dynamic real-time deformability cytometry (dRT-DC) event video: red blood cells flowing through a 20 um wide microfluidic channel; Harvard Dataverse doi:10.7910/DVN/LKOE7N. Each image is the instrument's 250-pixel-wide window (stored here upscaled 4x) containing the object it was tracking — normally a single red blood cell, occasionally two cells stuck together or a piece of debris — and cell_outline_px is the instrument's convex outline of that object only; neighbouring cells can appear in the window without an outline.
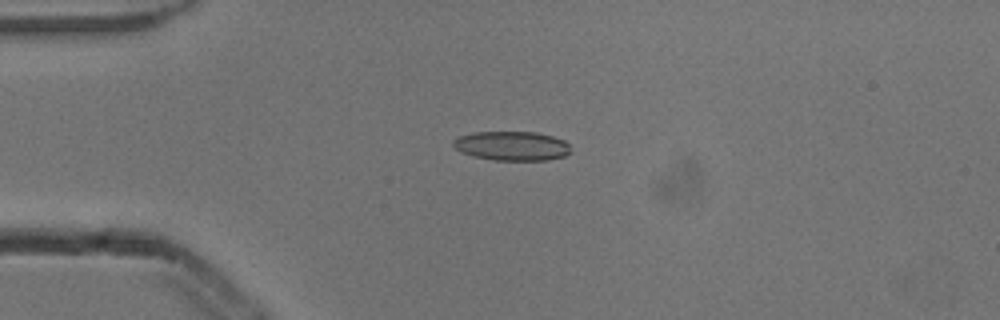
{"species": "common noctule bat (a hibernating species)", "species_latin": "Nyctalus noctula", "temperature_condition": "cold", "stored_images_in_passage": 4, "camera_frame_rate_fps": 3000, "um_per_image_px": 0.085, "animal": {"sex": "male", "body_mass_g": 13.3}, "frame": {"image": 1, "passage_image": 3, "time_ms": 0.667, "image_size_px": [1000, 320], "cell_outline_px": [[572, 152], [564, 156], [548, 160], [492, 160], [472, 156], [456, 148], [452, 144], [452, 140], [460, 136], [472, 132], [536, 132], [552, 136], [564, 140], [568, 144]], "centroid_in_image_um": [43.53, 12.4], "position_along_channel_um": 41.5, "area_um2": 20.06}}